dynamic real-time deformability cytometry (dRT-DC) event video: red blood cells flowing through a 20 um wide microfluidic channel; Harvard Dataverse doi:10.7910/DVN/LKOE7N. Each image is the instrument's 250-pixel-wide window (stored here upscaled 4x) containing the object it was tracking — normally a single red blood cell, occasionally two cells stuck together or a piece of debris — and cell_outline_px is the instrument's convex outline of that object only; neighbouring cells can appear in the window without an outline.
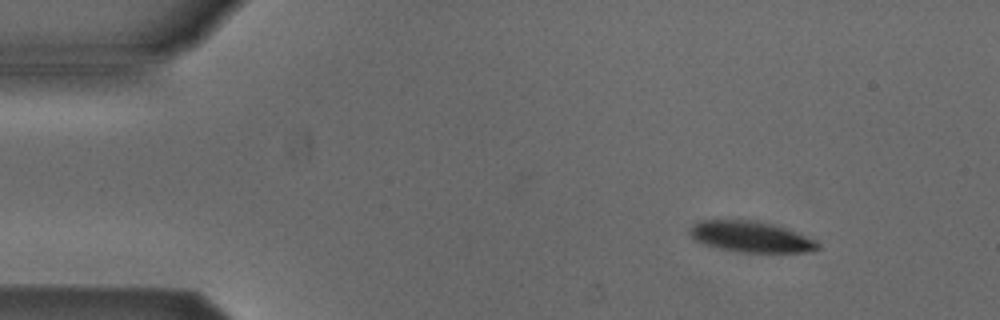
{"species": "Egyptian fruit bat (a non-hibernating species)", "species_latin": "Rousettus aegyptiacus", "temperature_condition": "cold", "stored_images_in_passage": 4, "camera_frame_rate_fps": 3000, "um_per_image_px": 0.085, "animal": {"sex": "male"}, "frame": {"image": 1, "passage_image": 2, "time_ms": 1.0, "image_size_px": [1000, 320], "cell_outline_px": [[820, 248], [812, 252], [740, 252], [720, 248], [704, 244], [692, 240], [688, 236], [688, 232], [692, 224], [704, 220], [756, 220], [784, 228], [816, 240], [820, 244]], "centroid_in_image_um": [63.78, 20.13], "position_along_channel_um": 21.2, "area_um2": 23.06}}